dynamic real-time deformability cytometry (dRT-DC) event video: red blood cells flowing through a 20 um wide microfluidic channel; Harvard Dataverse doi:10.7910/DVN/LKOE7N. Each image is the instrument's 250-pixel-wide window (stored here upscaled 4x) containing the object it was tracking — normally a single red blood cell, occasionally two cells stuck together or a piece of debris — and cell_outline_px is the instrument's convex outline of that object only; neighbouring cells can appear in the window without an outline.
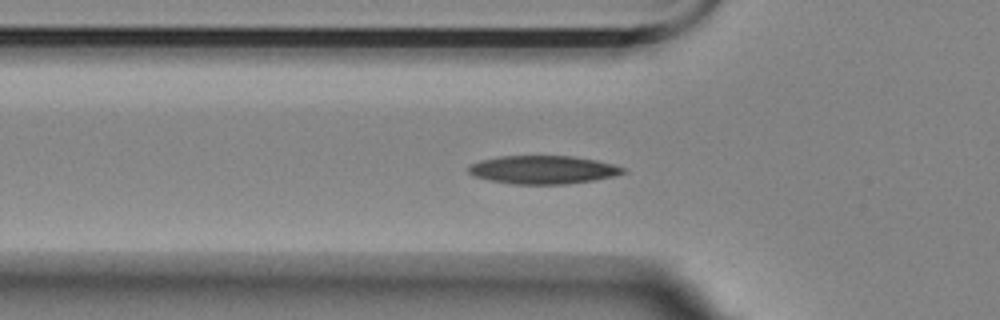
{"species": "Egyptian fruit bat (a non-hibernating species)", "species_latin": "Rousettus aegyptiacus", "temperature_condition": "room temperature", "stored_images_in_passage": 46, "camera_frame_rate_fps": 3000, "um_per_image_px": 0.085, "animal": {"sex": "female"}, "frame": {"image": 1, "passage_image": 6, "time_ms": 1.667, "image_size_px": [1000, 320], "cell_outline_px": [[628, 172], [596, 180], [564, 184], [512, 184], [488, 180], [476, 176], [468, 172], [468, 164], [480, 160], [500, 156], [572, 156], [596, 160], [612, 164], [624, 168]], "centroid_in_image_um": [46.14, 14.43], "position_along_channel_um": 79.7, "area_um2": 25.49}}
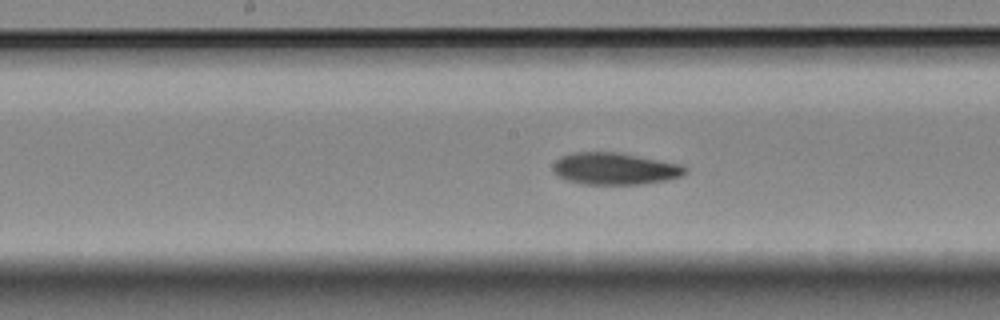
{"frame": {"image": 2, "passage_image": 16, "time_ms": 5.0, "image_size_px": [1000, 320], "cell_outline_px": [[688, 172], [680, 176], [668, 180], [640, 184], [580, 184], [564, 180], [556, 176], [552, 168], [552, 164], [560, 156], [576, 152], [616, 152], [680, 164], [688, 168]], "centroid_in_image_um": [52.21, 14.35], "position_along_channel_um": 196.0, "area_um2": 24.74}}
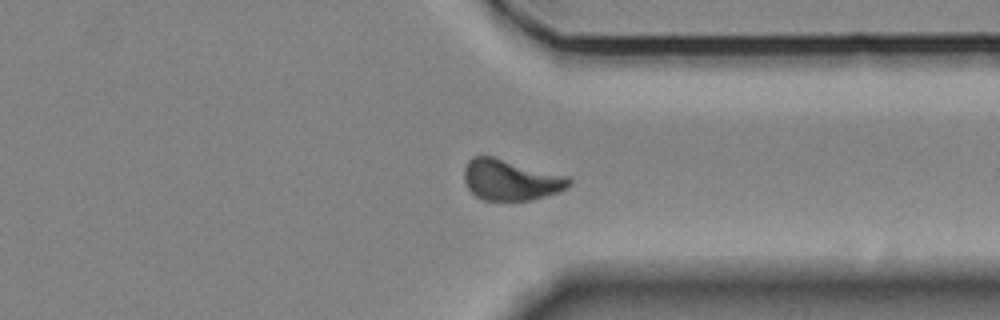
{"frame": {"image": 3, "passage_image": 31, "time_ms": 10.0, "image_size_px": [1000, 320], "cell_outline_px": [[572, 184], [568, 188], [560, 192], [532, 200], [484, 200], [476, 196], [468, 188], [464, 180], [464, 168], [468, 160], [472, 156], [492, 156], [568, 176], [572, 180]], "centroid_in_image_um": [43.43, 15.29], "position_along_channel_um": 368.0, "area_um2": 25.09}, "authors_computed_cell_mechanics": {"area_um2": 24.7384, "velocity_mm_per_s": 3.456, "shape_relaxation_time_tau1_ms": 7.1936, "shape_relaxation_time_tau2_ms": 3.873, "deformation_change_tau1": 0.1779, "deformation_change_tau2": 0.0898}}